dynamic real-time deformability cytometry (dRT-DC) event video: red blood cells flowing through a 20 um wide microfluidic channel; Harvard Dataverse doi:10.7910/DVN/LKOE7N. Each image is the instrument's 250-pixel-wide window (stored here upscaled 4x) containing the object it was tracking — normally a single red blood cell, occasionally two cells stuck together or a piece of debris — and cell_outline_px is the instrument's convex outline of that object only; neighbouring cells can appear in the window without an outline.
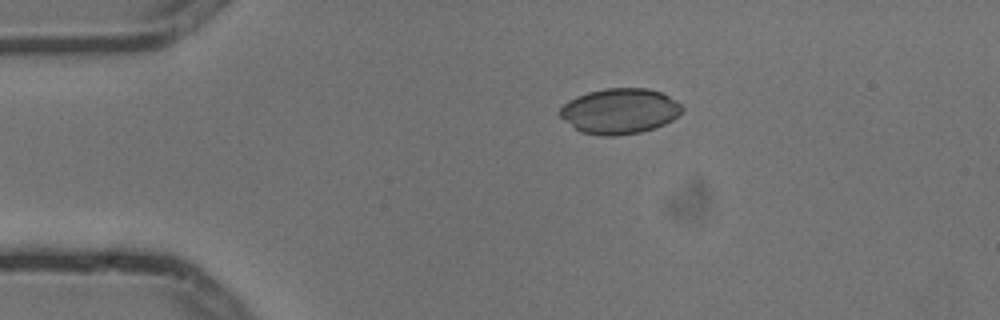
{"species": "common noctule bat (a hibernating species)", "species_latin": "Nyctalus noctula", "temperature_condition": "cold", "stored_images_in_passage": 3, "camera_frame_rate_fps": 3000, "um_per_image_px": 0.085, "animal": {"sex": "male", "body_mass_g": 13.3}, "frame": {"image": 1, "passage_image": 1, "time_ms": 0.0, "image_size_px": [1000, 320], "cell_outline_px": [[684, 108], [672, 120], [664, 124], [640, 132], [616, 136], [600, 136], [580, 132], [564, 120], [560, 116], [560, 108], [568, 100], [576, 96], [588, 92], [604, 88], [648, 88], [660, 92], [668, 96], [680, 104]], "centroid_in_image_um": [52.64, 9.44], "position_along_channel_um": 32.4, "area_um2": 32.25}}